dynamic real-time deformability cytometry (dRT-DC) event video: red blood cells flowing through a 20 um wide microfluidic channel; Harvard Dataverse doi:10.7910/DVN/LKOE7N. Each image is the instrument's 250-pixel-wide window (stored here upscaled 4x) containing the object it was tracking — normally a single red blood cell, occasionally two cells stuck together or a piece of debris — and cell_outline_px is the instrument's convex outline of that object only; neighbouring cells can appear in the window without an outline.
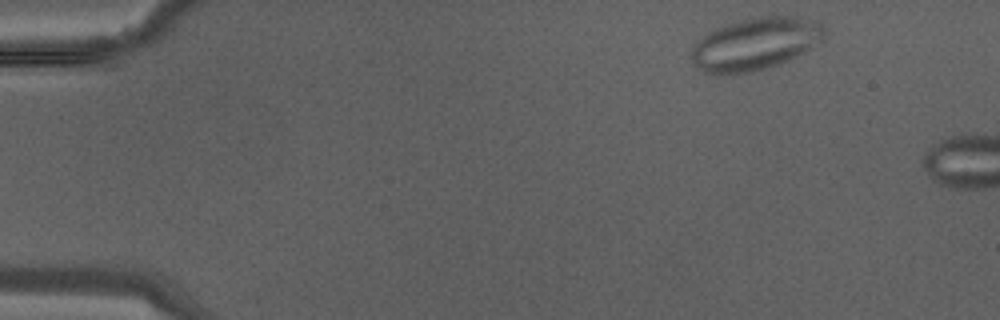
{"species": "Egyptian fruit bat (a non-hibernating species)", "species_latin": "Rousettus aegyptiacus", "temperature_condition": "warm", "stored_images_in_passage": 8, "camera_frame_rate_fps": 3000, "um_per_image_px": 0.085, "animal": {"sex": "male"}, "frame": {"image": 1, "passage_image": 1, "time_ms": 0.0, "image_size_px": [1000, 320], "cell_outline_px": [[824, 40], [812, 48], [780, 64], [768, 68], [752, 72], [704, 72], [692, 60], [692, 48], [708, 32], [716, 28], [728, 24], [744, 20], [764, 16], [792, 16], [820, 20], [824, 28]], "centroid_in_image_um": [64.3, 3.71], "position_along_channel_um": 20.7, "area_um2": 39.94}}